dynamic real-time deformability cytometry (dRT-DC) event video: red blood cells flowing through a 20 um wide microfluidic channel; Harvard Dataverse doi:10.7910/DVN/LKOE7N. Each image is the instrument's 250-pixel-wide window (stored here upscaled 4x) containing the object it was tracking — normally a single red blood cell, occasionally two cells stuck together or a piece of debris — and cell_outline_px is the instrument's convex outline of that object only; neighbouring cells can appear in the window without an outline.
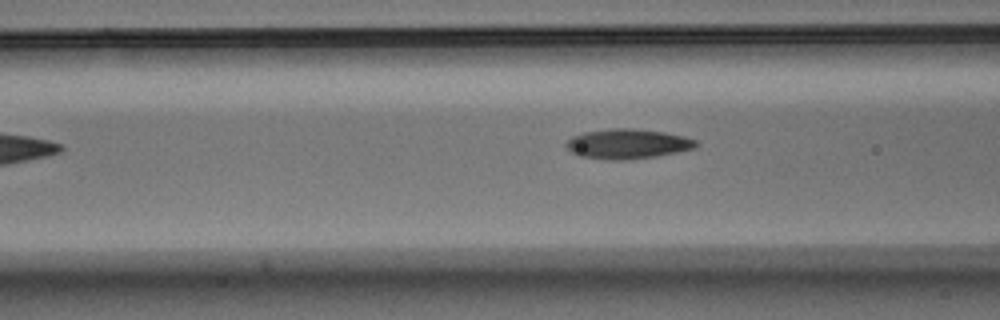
{"species": "Egyptian fruit bat (a non-hibernating species)", "species_latin": "Rousettus aegyptiacus", "temperature_condition": "warm", "stored_images_in_passage": 30, "camera_frame_rate_fps": 3000, "um_per_image_px": 0.085, "animal": {"sex": "male"}, "frame": {"image": 1, "passage_image": 8, "time_ms": 2.333, "image_size_px": [1000, 320], "cell_outline_px": [[700, 144], [696, 148], [656, 156], [628, 160], [608, 160], [580, 156], [572, 152], [564, 144], [572, 136], [584, 132], [608, 128], [632, 128], [664, 132], [684, 136], [696, 140]], "centroid_in_image_um": [53.35, 12.22], "position_along_channel_um": 113.2, "area_um2": 22.72}}
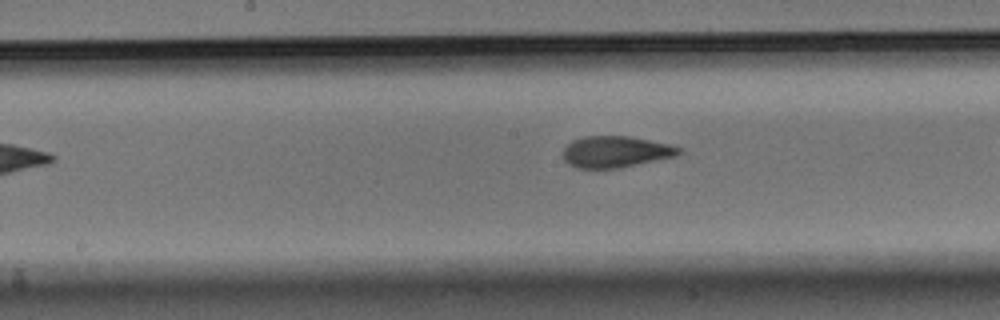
{"frame": {"image": 2, "passage_image": 15, "time_ms": 4.667, "image_size_px": [1000, 320], "cell_outline_px": [[680, 152], [676, 156], [620, 168], [576, 168], [568, 164], [564, 160], [564, 148], [572, 140], [584, 136], [628, 136], [668, 144], [680, 148]], "centroid_in_image_um": [52.29, 12.9], "position_along_channel_um": 195.9, "area_um2": 21.04}}
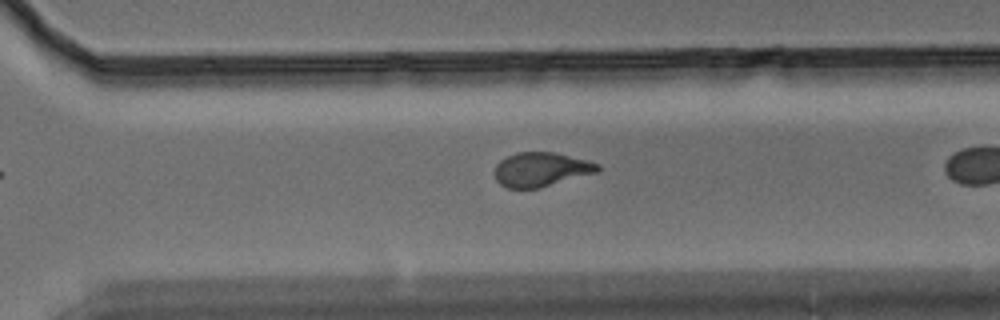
{"frame": {"image": 3, "passage_image": 26, "time_ms": 8.333, "image_size_px": [1000, 320], "cell_outline_px": [[600, 168], [596, 172], [540, 188], [508, 188], [500, 184], [496, 180], [496, 164], [500, 160], [516, 152], [552, 152], [588, 160], [600, 164]], "centroid_in_image_um": [45.99, 14.4], "position_along_channel_um": 324.6, "area_um2": 20.35}}